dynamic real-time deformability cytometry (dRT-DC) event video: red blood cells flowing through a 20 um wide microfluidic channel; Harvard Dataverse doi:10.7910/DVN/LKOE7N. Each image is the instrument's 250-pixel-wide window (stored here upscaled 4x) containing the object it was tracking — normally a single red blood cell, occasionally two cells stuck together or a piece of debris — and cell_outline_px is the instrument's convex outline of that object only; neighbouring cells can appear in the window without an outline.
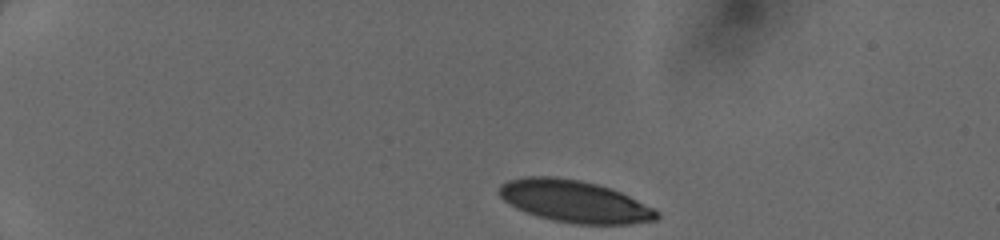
{"species": "human", "species_latin": "Homo sapiens", "temperature_condition": "cold", "stored_images_in_passage": 35, "camera_frame_rate_fps": 3000, "um_per_image_px": 0.085, "donor": {"sex": "female"}, "frame": {"image": 1, "passage_image": 1, "time_ms": 0.0, "image_size_px": [1000, 240], "cell_outline_px": [[660, 216], [656, 220], [628, 224], [576, 224], [552, 220], [516, 208], [504, 200], [500, 196], [500, 184], [508, 180], [524, 176], [556, 176], [580, 180], [600, 184], [612, 188], [660, 212]], "centroid_in_image_um": [48.83, 17.1], "position_along_channel_um": 36.2, "area_um2": 38.49}}
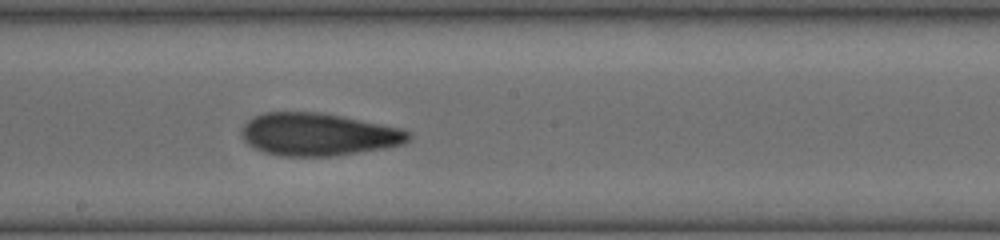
{"frame": {"image": 2, "passage_image": 20, "time_ms": 6.333, "image_size_px": [1000, 240], "cell_outline_px": [[412, 136], [404, 144], [384, 148], [336, 156], [280, 156], [264, 152], [248, 144], [240, 136], [240, 132], [244, 124], [248, 120], [264, 112], [320, 112], [400, 128], [408, 132]], "centroid_in_image_um": [27.02, 11.43], "position_along_channel_um": 221.2, "area_um2": 41.33}}
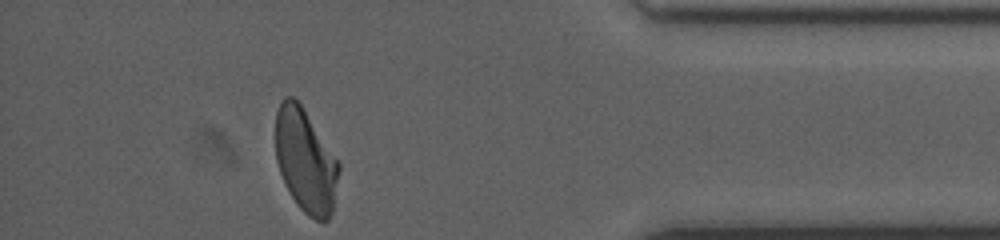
{"frame": {"image": 3, "passage_image": 35, "time_ms": 11.333, "image_size_px": [1000, 240], "cell_outline_px": [[340, 168], [332, 212], [328, 220], [316, 220], [308, 216], [296, 204], [284, 184], [276, 160], [276, 112], [280, 100], [284, 96], [292, 96], [300, 104], [340, 164]], "centroid_in_image_um": [25.95, 13.68], "position_along_channel_um": 409.3, "area_um2": 37.92}}